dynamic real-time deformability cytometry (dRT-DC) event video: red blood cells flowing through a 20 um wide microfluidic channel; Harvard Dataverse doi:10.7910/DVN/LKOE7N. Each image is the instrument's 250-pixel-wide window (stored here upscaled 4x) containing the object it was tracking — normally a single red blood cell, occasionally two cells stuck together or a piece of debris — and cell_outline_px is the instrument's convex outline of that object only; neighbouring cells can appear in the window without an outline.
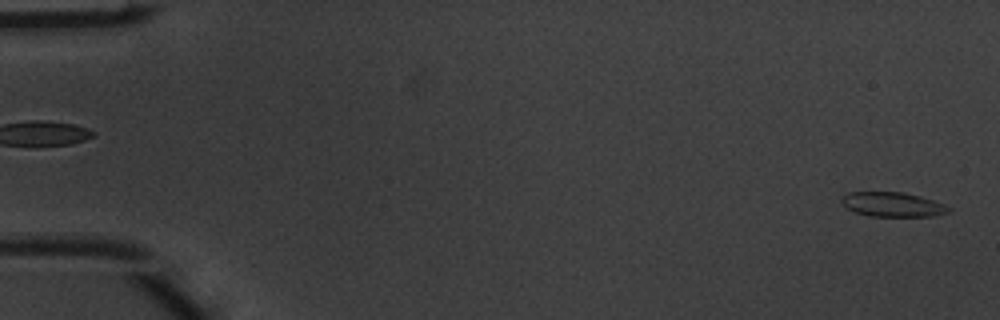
{"species": "common noctule bat (a hibernating species)", "species_latin": "Nyctalus noctula", "temperature_condition": "warm", "stored_images_in_passage": 5, "segment_of_instrument_passage": [2, 2], "camera_frame_rate_fps": 3000, "um_per_image_px": 0.085, "animal": {"sex": "male", "body_mass_g": 20.1, "forearm_length_mm": 53.5}, "frame": {"image": 1, "passage_image": 5, "time_ms": 1.333, "image_size_px": [1000, 320], "cell_outline_px": [[952, 208], [948, 212], [932, 216], [868, 216], [856, 212], [848, 208], [840, 200], [840, 196], [848, 192], [904, 192], [920, 196], [944, 204]], "centroid_in_image_um": [75.85, 17.37], "position_along_channel_um": 9.1, "area_um2": 15.26}}